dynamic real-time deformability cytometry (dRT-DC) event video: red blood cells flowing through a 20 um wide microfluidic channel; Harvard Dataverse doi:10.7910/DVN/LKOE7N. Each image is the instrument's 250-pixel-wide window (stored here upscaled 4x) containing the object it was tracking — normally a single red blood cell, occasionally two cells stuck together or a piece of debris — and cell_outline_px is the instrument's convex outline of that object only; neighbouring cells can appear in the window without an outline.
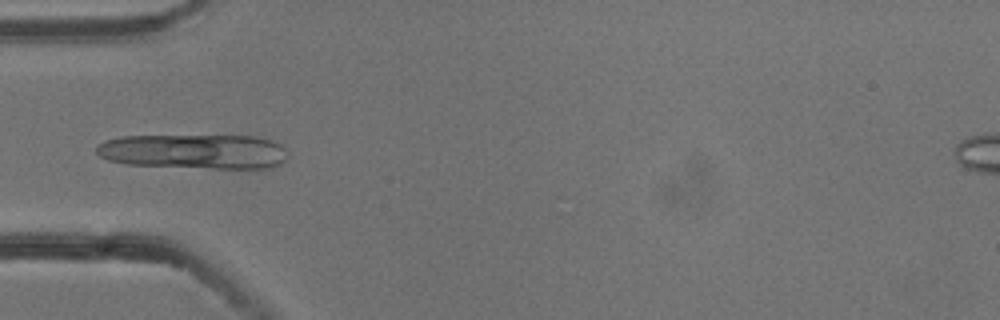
{"species": "common noctule bat (a hibernating species)", "species_latin": "Nyctalus noctula", "temperature_condition": "cold", "stored_images_in_passage": 4, "camera_frame_rate_fps": 3000, "um_per_image_px": 0.085, "animal": {"sex": "male", "body_mass_g": 13.3}, "frame": {"image": 1, "passage_image": 4, "time_ms": 1.0, "image_size_px": [1000, 320], "cell_outline_px": [[288, 156], [280, 164], [272, 168], [212, 168], [128, 164], [108, 160], [100, 156], [96, 152], [96, 144], [120, 136], [256, 136], [272, 140], [280, 144], [284, 148]], "centroid_in_image_um": [16.52, 12.87], "position_along_channel_um": 68.5, "area_um2": 38.73}}